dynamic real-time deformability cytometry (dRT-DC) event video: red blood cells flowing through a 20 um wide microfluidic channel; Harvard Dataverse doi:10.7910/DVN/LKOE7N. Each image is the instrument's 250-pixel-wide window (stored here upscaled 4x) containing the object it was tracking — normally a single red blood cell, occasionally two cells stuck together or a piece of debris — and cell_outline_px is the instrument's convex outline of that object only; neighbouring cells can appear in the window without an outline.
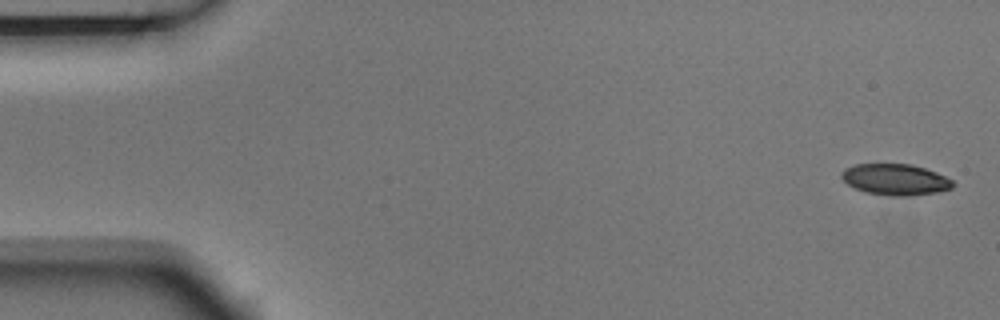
{"species": "Egyptian fruit bat (a non-hibernating species)", "species_latin": "Rousettus aegyptiacus", "temperature_condition": "room temperature", "stored_images_in_passage": 4, "camera_frame_rate_fps": 3000, "um_per_image_px": 0.085, "animal": {"sex": "male"}, "frame": {"image": 1, "passage_image": 1, "time_ms": 0.0, "image_size_px": [1000, 320], "cell_outline_px": [[952, 188], [936, 192], [912, 196], [892, 196], [864, 192], [848, 184], [840, 176], [840, 172], [844, 168], [856, 164], [908, 164], [924, 168], [936, 172], [952, 180]], "centroid_in_image_um": [76.06, 15.26], "position_along_channel_um": 8.9, "area_um2": 20.11}}